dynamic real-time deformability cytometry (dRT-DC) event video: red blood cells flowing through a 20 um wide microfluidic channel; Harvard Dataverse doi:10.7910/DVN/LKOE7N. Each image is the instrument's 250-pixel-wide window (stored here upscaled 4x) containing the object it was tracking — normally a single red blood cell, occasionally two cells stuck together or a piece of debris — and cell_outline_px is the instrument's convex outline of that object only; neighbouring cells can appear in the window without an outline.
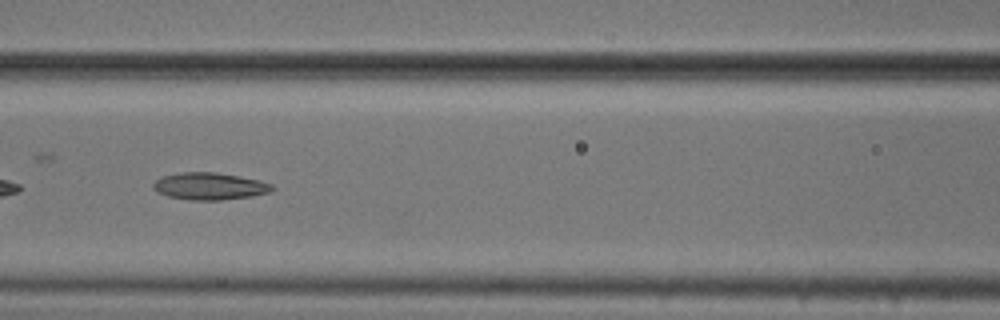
{"species": "common noctule bat (a hibernating species)", "species_latin": "Nyctalus noctula", "temperature_condition": "cold", "stored_images_in_passage": 27, "camera_frame_rate_fps": 3000, "um_per_image_px": 0.085, "animal": {"sex": "male", "body_mass_g": 20.5, "forearm_length_mm": 52.5}, "frame": {"image": 1, "passage_image": 8, "time_ms": 2.333, "image_size_px": [1000, 320], "cell_outline_px": [[276, 188], [272, 192], [252, 196], [220, 200], [192, 200], [168, 196], [156, 192], [152, 188], [152, 184], [160, 176], [180, 172], [216, 172], [240, 176], [260, 180], [272, 184]], "centroid_in_image_um": [17.82, 15.82], "position_along_channel_um": 148.8, "area_um2": 19.07}}
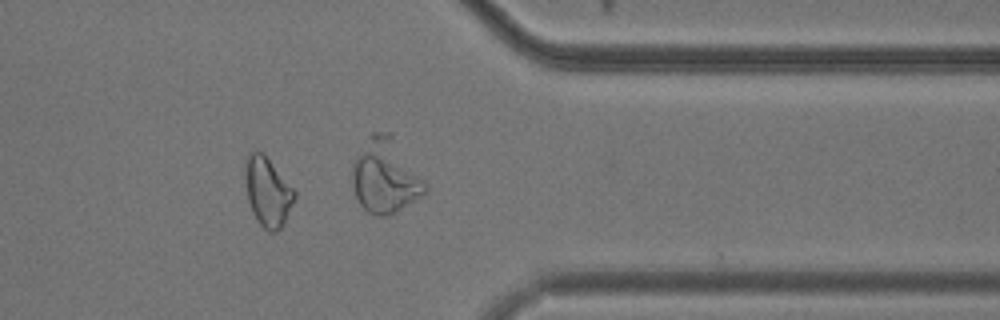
{"frame": {"image": 2, "passage_image": 27, "time_ms": 8.667, "image_size_px": [1000, 320], "cell_outline_px": [[428, 192], [424, 196], [384, 216], [376, 216], [368, 212], [356, 200], [352, 184], [352, 164], [356, 156], [364, 152], [368, 152], [424, 180], [428, 184]], "centroid_in_image_um": [32.65, 15.74], "position_along_channel_um": 378.8, "area_um2": 23.06}, "authors_computed_cell_mechanics": {"area_um2": 17.2244, "velocity_mm_per_s": 3.0856, "shape_relaxation_time_tau1_ms": 3.9791, "shape_relaxation_time_tau2_ms": null, "deformation_change_tau1": 0.471, "deformation_change_tau2": null}}